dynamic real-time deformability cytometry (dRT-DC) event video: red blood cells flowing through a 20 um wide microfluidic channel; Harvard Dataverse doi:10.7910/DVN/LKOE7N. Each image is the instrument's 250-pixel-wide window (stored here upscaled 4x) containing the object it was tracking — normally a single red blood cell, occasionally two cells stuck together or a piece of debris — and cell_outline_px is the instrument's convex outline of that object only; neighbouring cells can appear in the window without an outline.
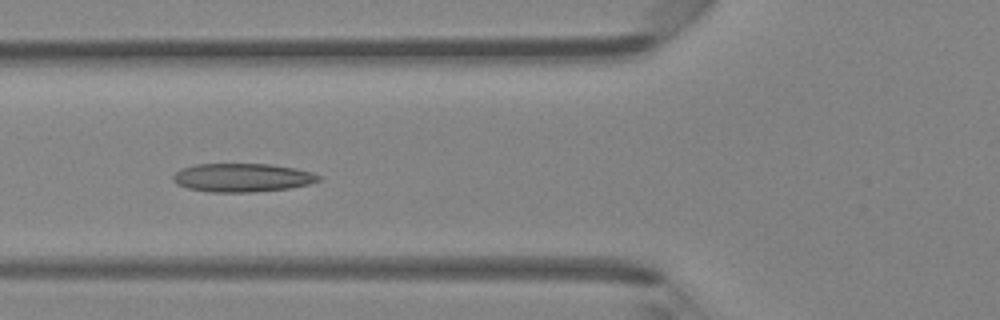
{"species": "Egyptian fruit bat (a non-hibernating species)", "species_latin": "Rousettus aegyptiacus", "temperature_condition": "room temperature", "stored_images_in_passage": 48, "camera_frame_rate_fps": 3000, "um_per_image_px": 0.085, "animal": {"sex": "female"}, "frame": {"image": 1, "passage_image": 18, "time_ms": 5.667, "image_size_px": [1000, 320], "cell_outline_px": [[320, 180], [308, 184], [288, 188], [252, 192], [208, 192], [188, 188], [176, 184], [172, 180], [172, 176], [180, 168], [196, 164], [272, 164], [296, 168], [312, 172], [320, 176]], "centroid_in_image_um": [20.56, 15.09], "position_along_channel_um": 105.2, "area_um2": 24.28}}
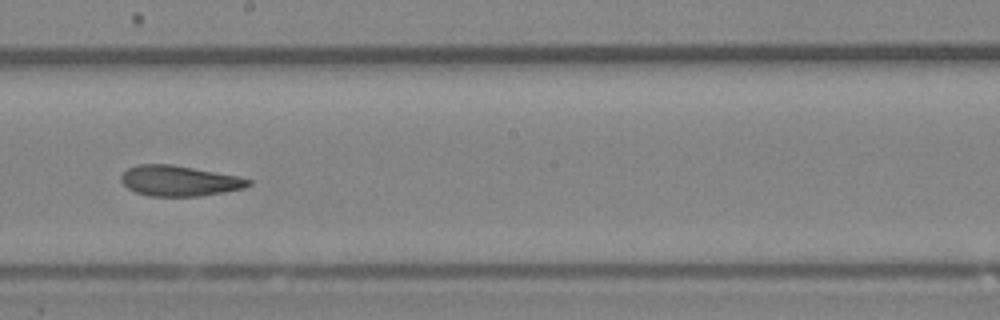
{"frame": {"image": 2, "passage_image": 27, "time_ms": 8.667, "image_size_px": [1000, 320], "cell_outline_px": [[252, 184], [244, 188], [224, 192], [200, 196], [148, 196], [136, 192], [128, 188], [120, 180], [120, 176], [128, 168], [136, 164], [172, 164], [240, 176], [252, 180]], "centroid_in_image_um": [15.25, 15.36], "position_along_channel_um": 232.9, "area_um2": 22.77}}
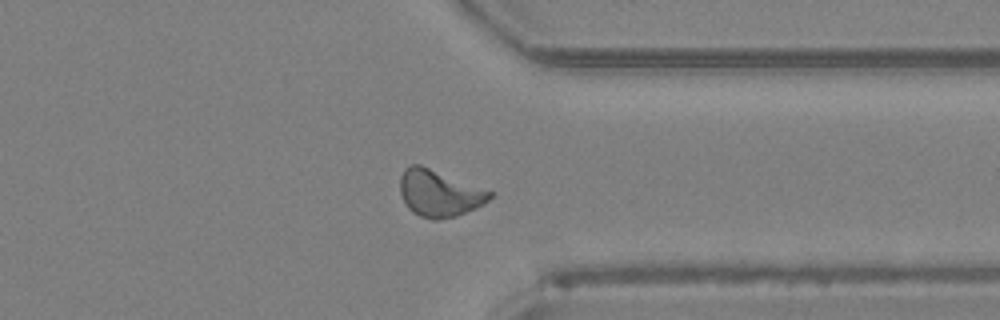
{"frame": {"image": 3, "passage_image": 37, "time_ms": 12.0, "image_size_px": [1000, 320], "cell_outline_px": [[496, 192], [488, 200], [476, 208], [456, 216], [436, 220], [432, 220], [420, 216], [412, 212], [408, 208], [400, 192], [400, 176], [404, 168], [408, 164], [420, 164]], "centroid_in_image_um": [37.34, 16.41], "position_along_channel_um": 374.1, "area_um2": 24.68}, "authors_computed_cell_mechanics": {"area_um2": 23.5246, "velocity_mm_per_s": 4.2881, "shape_relaxation_time_tau1_ms": null, "shape_relaxation_time_tau2_ms": 2.7848, "deformation_change_tau1": null, "deformation_change_tau2": 0.1042}}